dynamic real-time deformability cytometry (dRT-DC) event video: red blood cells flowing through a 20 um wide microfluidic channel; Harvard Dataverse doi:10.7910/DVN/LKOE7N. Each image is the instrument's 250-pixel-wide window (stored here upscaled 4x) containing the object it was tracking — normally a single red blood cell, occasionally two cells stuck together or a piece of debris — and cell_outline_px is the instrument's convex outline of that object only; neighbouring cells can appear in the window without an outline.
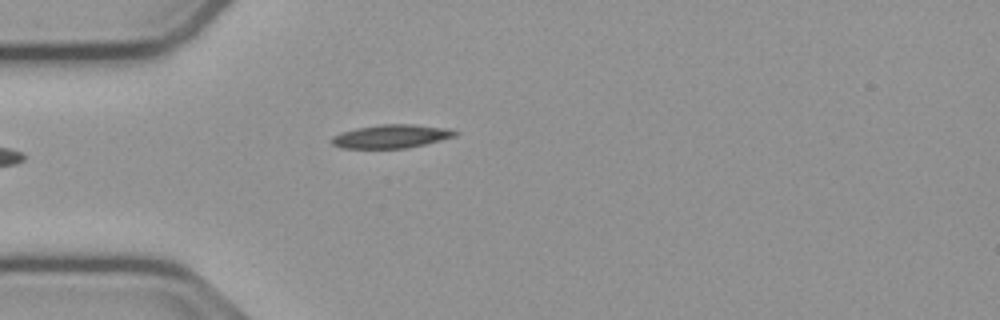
{"species": "common noctule bat (a hibernating species)", "species_latin": "Nyctalus noctula", "temperature_condition": "cold", "stored_images_in_passage": 21, "camera_frame_rate_fps": 3000, "um_per_image_px": 0.085, "animal": {"sex": "male", "body_mass_g": 23.1, "forearm_length_mm": 52.7}, "frame": {"image": 1, "passage_image": 1, "time_ms": 0.0, "image_size_px": [1000, 320], "cell_outline_px": [[460, 132], [456, 136], [408, 148], [344, 148], [332, 144], [332, 136], [356, 128], [380, 124], [412, 124], [444, 128]], "centroid_in_image_um": [33.27, 11.59], "position_along_channel_um": 51.7, "area_um2": 16.65}}
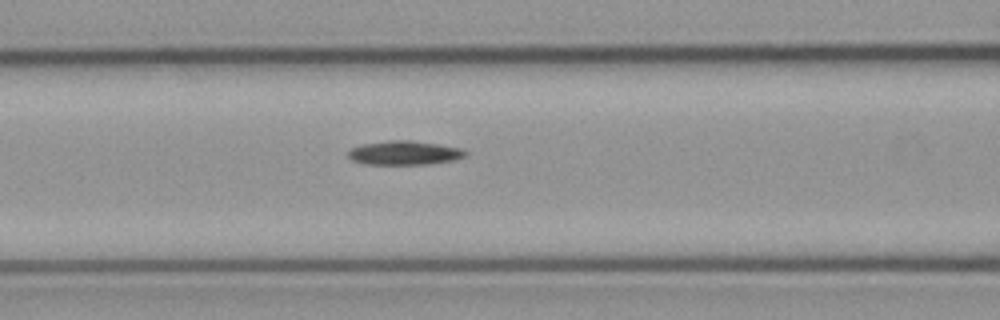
{"frame": {"image": 2, "passage_image": 8, "time_ms": 2.333, "image_size_px": [1000, 320], "cell_outline_px": [[468, 152], [464, 156], [452, 160], [428, 164], [364, 164], [352, 160], [348, 156], [348, 152], [352, 148], [364, 144], [392, 140], [408, 140], [436, 144], [460, 148]], "centroid_in_image_um": [34.35, 13.0], "position_along_channel_um": 132.3, "area_um2": 16.07}}
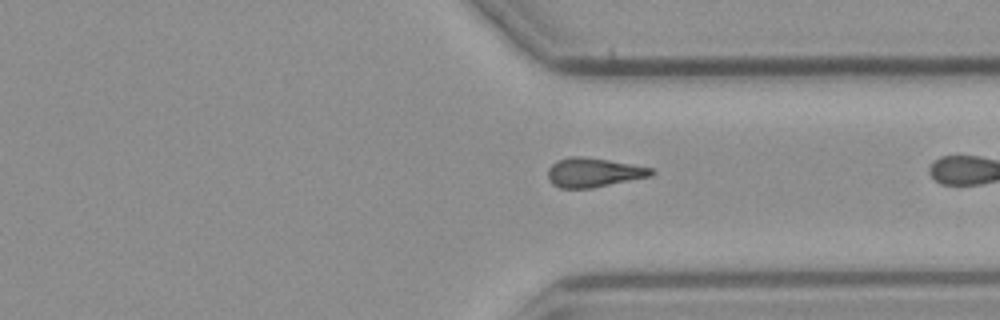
{"frame": {"image": 3, "passage_image": 20, "time_ms": 6.333, "image_size_px": [1000, 320], "cell_outline_px": [[656, 172], [652, 176], [592, 188], [560, 188], [552, 184], [548, 180], [548, 168], [552, 164], [568, 156], [584, 156], [608, 160], [652, 168]], "centroid_in_image_um": [50.45, 14.66], "position_along_channel_um": 361.0, "area_um2": 17.63}}